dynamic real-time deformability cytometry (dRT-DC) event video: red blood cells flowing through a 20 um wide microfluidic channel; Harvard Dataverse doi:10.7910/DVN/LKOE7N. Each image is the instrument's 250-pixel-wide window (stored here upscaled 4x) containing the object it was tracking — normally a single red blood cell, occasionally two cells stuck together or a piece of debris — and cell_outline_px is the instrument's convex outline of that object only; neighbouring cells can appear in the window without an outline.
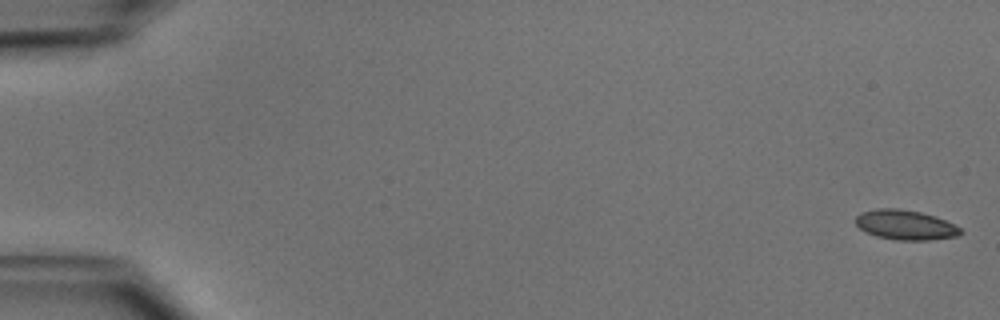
{"species": "common noctule bat (a hibernating species)", "species_latin": "Nyctalus noctula", "temperature_condition": "cold", "stored_images_in_passage": 11, "camera_frame_rate_fps": 3000, "um_per_image_px": 0.085, "animal": {"sex": "male", "body_mass_g": 15.6}, "frame": {"image": 1, "passage_image": 1, "time_ms": 0.0, "image_size_px": [1000, 320], "cell_outline_px": [[964, 232], [956, 236], [928, 240], [896, 240], [876, 236], [860, 228], [856, 224], [856, 216], [860, 212], [876, 208], [900, 208], [920, 212], [936, 216], [960, 228]], "centroid_in_image_um": [76.94, 19.1], "position_along_channel_um": 8.1, "area_um2": 18.15}}